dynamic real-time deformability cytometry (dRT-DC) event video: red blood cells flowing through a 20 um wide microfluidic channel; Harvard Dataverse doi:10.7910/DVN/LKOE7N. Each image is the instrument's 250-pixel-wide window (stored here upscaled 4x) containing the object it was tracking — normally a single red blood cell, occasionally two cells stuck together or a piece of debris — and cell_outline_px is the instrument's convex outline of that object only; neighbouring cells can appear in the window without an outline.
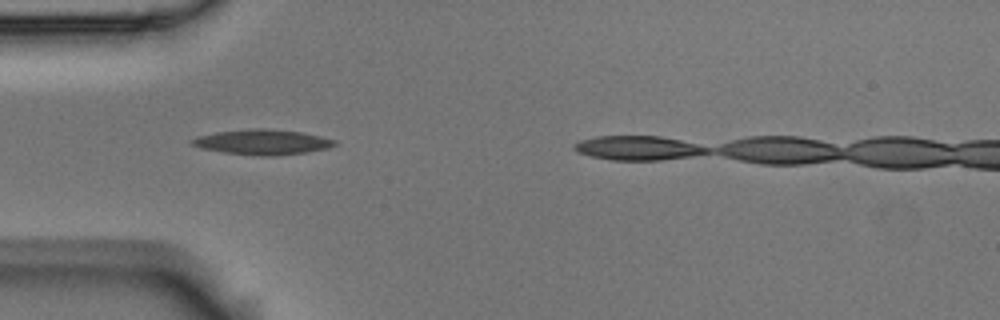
{"species": "Egyptian fruit bat (a non-hibernating species)", "species_latin": "Rousettus aegyptiacus", "temperature_condition": "room temperature", "stored_images_in_passage": 6, "segment_of_instrument_passage": [1, 2], "camera_frame_rate_fps": 3000, "um_per_image_px": 0.085, "animal": {"sex": "male"}, "frame": {"image": 1, "passage_image": 4, "time_ms": 1.0, "image_size_px": [1000, 320], "cell_outline_px": [[336, 144], [328, 148], [308, 152], [272, 156], [260, 156], [224, 152], [200, 148], [192, 144], [188, 140], [196, 136], [216, 132], [252, 128], [268, 128], [300, 132], [320, 136], [336, 140]], "centroid_in_image_um": [22.28, 12.07], "position_along_channel_um": 62.7, "area_um2": 20.98}}
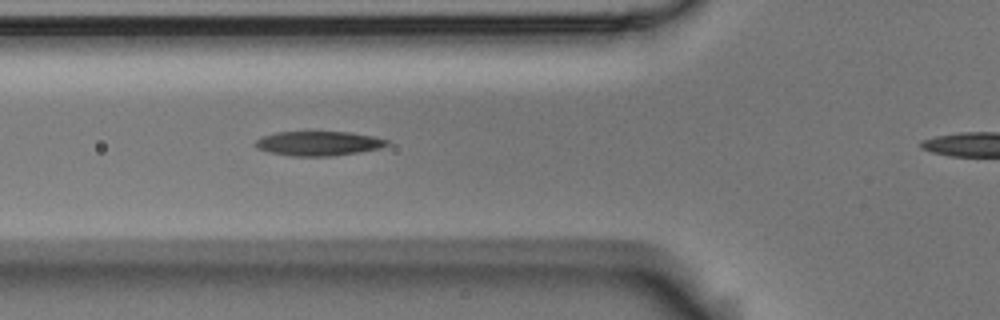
{"frame": {"image": 2, "passage_image": 5, "time_ms": 1.333, "image_size_px": [1000, 320], "cell_outline_px": [[388, 144], [380, 148], [360, 152], [332, 156], [288, 156], [268, 152], [256, 148], [252, 144], [256, 140], [264, 136], [276, 132], [348, 132], [372, 136], [388, 140]], "centroid_in_image_um": [27.02, 12.2], "position_along_channel_um": 98.8, "area_um2": 18.79}}